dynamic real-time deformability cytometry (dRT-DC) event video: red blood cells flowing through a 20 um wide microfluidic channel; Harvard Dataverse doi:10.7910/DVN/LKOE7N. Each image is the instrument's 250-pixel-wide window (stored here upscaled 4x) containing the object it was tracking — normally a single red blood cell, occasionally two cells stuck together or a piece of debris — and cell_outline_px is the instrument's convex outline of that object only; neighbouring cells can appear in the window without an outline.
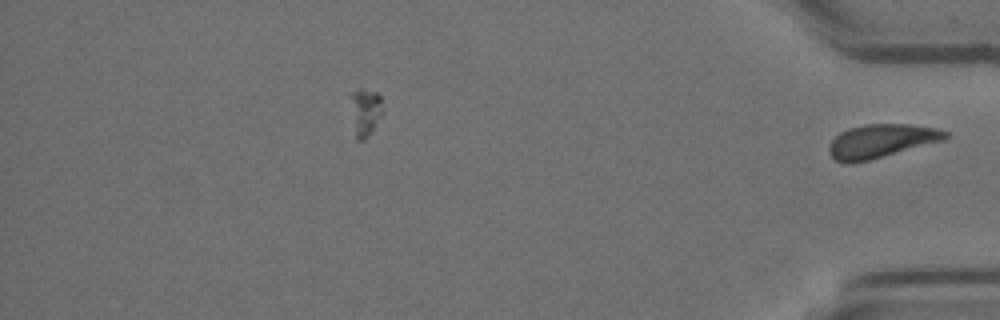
{"species": "Egyptian fruit bat (a non-hibernating species)", "species_latin": "Rousettus aegyptiacus", "temperature_condition": "room temperature", "stored_images_in_passage": 38, "camera_frame_rate_fps": 3000, "um_per_image_px": 0.085, "animal": {"sex": "female"}, "frame": {"image": 1, "passage_image": 38, "time_ms": 12.333, "image_size_px": [1000, 320], "cell_outline_px": [[948, 140], [852, 164], [844, 164], [836, 160], [828, 152], [828, 148], [832, 140], [840, 132], [848, 128], [864, 124], [908, 124], [936, 128], [948, 132]], "centroid_in_image_um": [74.92, 11.99], "position_along_channel_um": 360.3, "area_um2": 23.0}}